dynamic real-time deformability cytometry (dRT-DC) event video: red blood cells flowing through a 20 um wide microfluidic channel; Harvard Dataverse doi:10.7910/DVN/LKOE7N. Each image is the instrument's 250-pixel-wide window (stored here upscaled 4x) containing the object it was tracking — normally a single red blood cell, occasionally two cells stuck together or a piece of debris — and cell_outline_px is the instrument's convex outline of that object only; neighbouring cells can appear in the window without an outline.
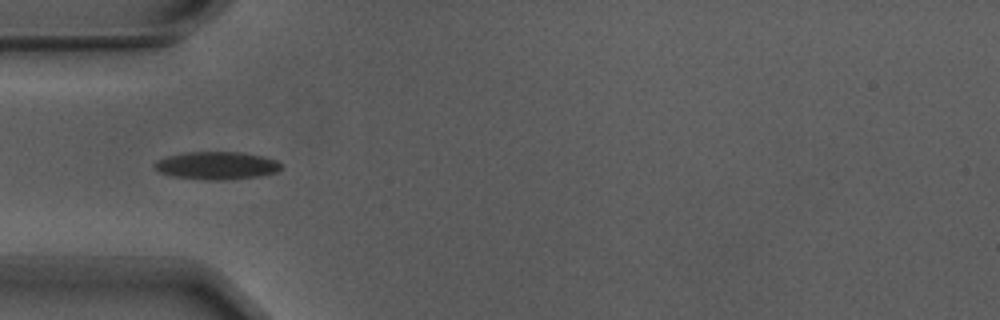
{"species": "Egyptian fruit bat (a non-hibernating species)", "species_latin": "Rousettus aegyptiacus", "temperature_condition": "warm", "stored_images_in_passage": 19, "camera_frame_rate_fps": 3000, "um_per_image_px": 0.085, "animal": {"sex": "male"}, "frame": {"image": 1, "passage_image": 6, "time_ms": 1.667, "image_size_px": [1000, 320], "cell_outline_px": [[284, 168], [276, 172], [260, 176], [228, 180], [204, 180], [172, 176], [160, 172], [152, 168], [152, 164], [156, 160], [164, 156], [184, 152], [240, 152], [264, 156], [276, 160], [284, 164]], "centroid_in_image_um": [18.41, 14.07], "position_along_channel_um": 66.6, "area_um2": 21.04}}
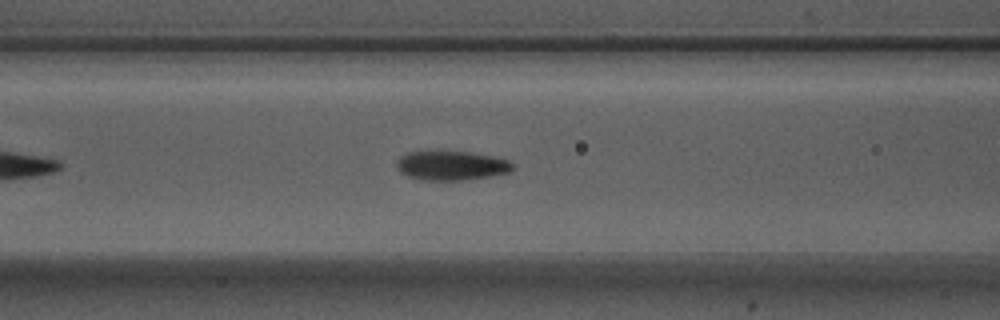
{"frame": {"image": 2, "passage_image": 11, "time_ms": 3.333, "image_size_px": [1000, 320], "cell_outline_px": [[516, 168], [508, 172], [488, 176], [464, 180], [424, 180], [408, 176], [400, 172], [396, 168], [396, 160], [400, 156], [408, 152], [468, 152], [492, 156], [508, 160], [516, 164]], "centroid_in_image_um": [38.37, 14.08], "position_along_channel_um": 128.2, "area_um2": 19.71}}
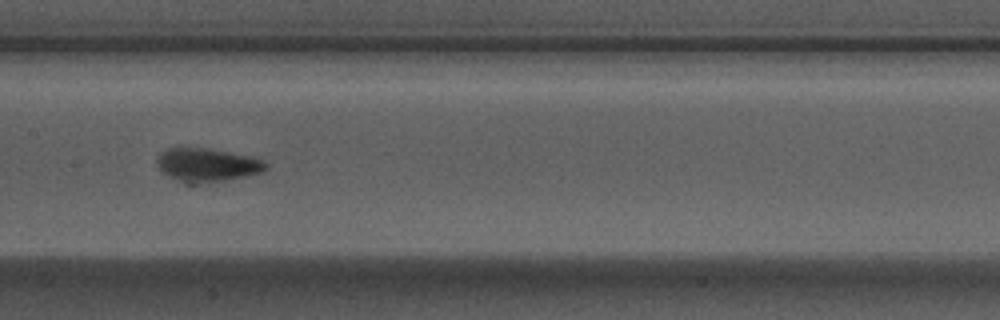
{"frame": {"image": 3, "passage_image": 16, "time_ms": 5.0, "image_size_px": [1000, 320], "cell_outline_px": [[268, 168], [264, 172], [224, 180], [192, 184], [184, 184], [168, 176], [160, 168], [156, 160], [156, 156], [160, 152], [168, 148], [180, 144], [228, 152], [248, 156], [264, 160], [268, 164]], "centroid_in_image_um": [17.55, 13.99], "position_along_channel_um": 189.9, "area_um2": 21.68}}